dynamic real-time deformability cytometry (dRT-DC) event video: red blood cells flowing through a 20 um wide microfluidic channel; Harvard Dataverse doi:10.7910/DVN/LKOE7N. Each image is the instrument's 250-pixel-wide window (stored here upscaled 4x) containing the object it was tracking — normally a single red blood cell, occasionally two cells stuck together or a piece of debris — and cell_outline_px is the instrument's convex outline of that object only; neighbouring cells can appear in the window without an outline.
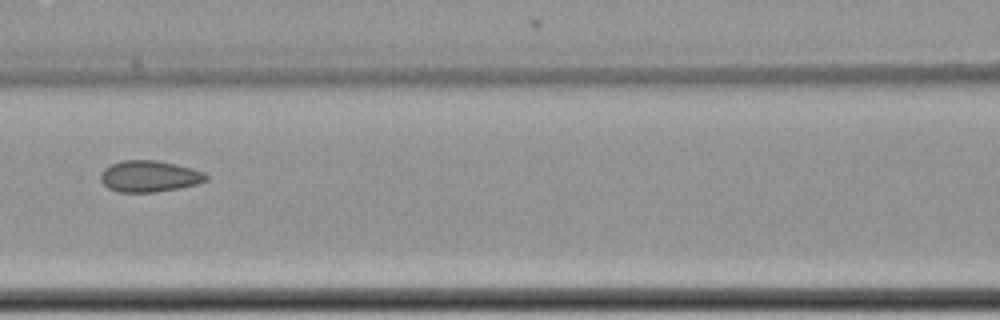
{"species": "common noctule bat (a hibernating species)", "species_latin": "Nyctalus noctula", "temperature_condition": "cold", "stored_images_in_passage": 17, "camera_frame_rate_fps": 3000, "um_per_image_px": 0.085, "animal": {"sex": "female", "body_mass_g": 22.7, "forearm_length_mm": 54.2}, "frame": {"image": 1, "passage_image": 8, "time_ms": 2.333, "image_size_px": [1000, 320], "cell_outline_px": [[208, 180], [196, 184], [180, 188], [156, 192], [120, 192], [108, 188], [100, 180], [100, 172], [104, 168], [112, 164], [124, 160], [156, 160], [176, 164], [192, 168], [204, 172], [208, 176]], "centroid_in_image_um": [12.7, 14.98], "position_along_channel_um": 153.9, "area_um2": 19.36}}
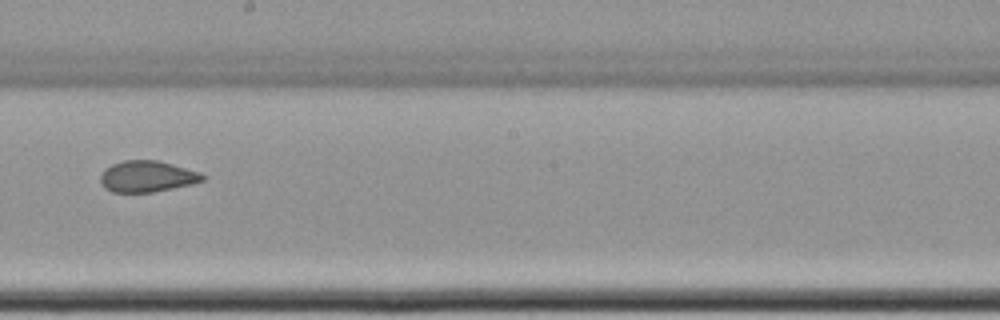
{"frame": {"image": 2, "passage_image": 10, "time_ms": 3.0, "image_size_px": [1000, 320], "cell_outline_px": [[204, 180], [192, 184], [152, 192], [112, 192], [104, 188], [100, 184], [100, 176], [104, 168], [112, 164], [124, 160], [156, 160], [172, 164], [200, 172], [204, 176]], "centroid_in_image_um": [12.46, 14.99], "position_along_channel_um": 235.7, "area_um2": 18.61}}